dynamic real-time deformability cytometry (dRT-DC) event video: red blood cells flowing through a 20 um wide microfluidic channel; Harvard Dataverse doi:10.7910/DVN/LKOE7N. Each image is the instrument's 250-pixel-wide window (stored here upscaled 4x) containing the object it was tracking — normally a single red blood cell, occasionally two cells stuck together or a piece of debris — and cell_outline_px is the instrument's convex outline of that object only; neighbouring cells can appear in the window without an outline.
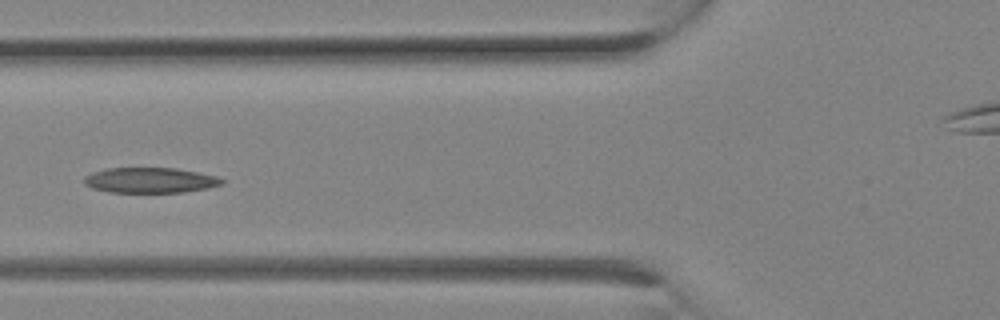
{"species": "Egyptian fruit bat (a non-hibernating species)", "species_latin": "Rousettus aegyptiacus", "temperature_condition": "room temperature", "stored_images_in_passage": 11, "camera_frame_rate_fps": 3000, "um_per_image_px": 0.085, "animal": {"sex": "female"}, "frame": {"image": 1, "passage_image": 10, "time_ms": 3.0, "image_size_px": [1000, 320], "cell_outline_px": [[224, 184], [208, 188], [184, 192], [108, 192], [92, 188], [84, 184], [84, 176], [92, 172], [104, 168], [176, 168], [216, 176], [224, 180]], "centroid_in_image_um": [12.74, 15.32], "position_along_channel_um": 113.1, "area_um2": 20.4}}